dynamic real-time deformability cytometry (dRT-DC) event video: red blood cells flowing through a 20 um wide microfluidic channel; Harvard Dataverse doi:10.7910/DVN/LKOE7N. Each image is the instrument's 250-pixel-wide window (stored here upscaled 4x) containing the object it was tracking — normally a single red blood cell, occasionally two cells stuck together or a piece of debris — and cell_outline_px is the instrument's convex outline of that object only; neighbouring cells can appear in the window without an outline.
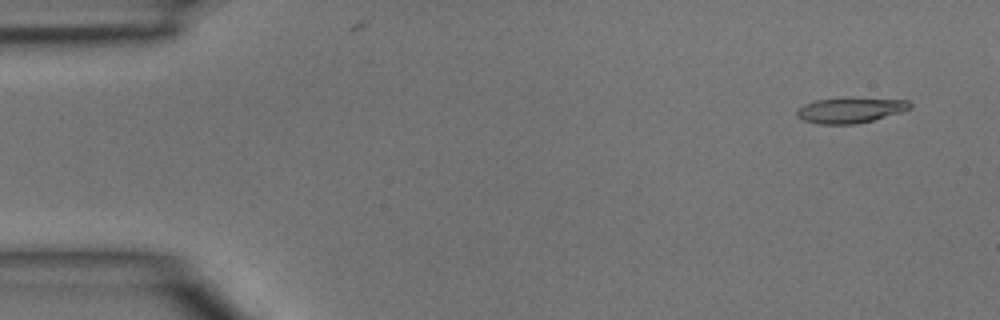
{"species": "common noctule bat (a hibernating species)", "species_latin": "Nyctalus noctula", "temperature_condition": "room temperature", "stored_images_in_passage": 4, "segment_of_instrument_passage": [1, 2], "camera_frame_rate_fps": 3000, "um_per_image_px": 0.085, "animal": {"sex": "male", "body_mass_g": 15.6}, "frame": {"image": 1, "passage_image": 1, "time_ms": 0.0, "image_size_px": [1000, 320], "cell_outline_px": [[912, 108], [900, 112], [872, 120], [856, 124], [820, 124], [804, 120], [796, 116], [796, 112], [804, 104], [816, 100], [844, 96], [852, 96], [908, 100], [912, 104]], "centroid_in_image_um": [72.3, 9.32], "position_along_channel_um": 12.7, "area_um2": 17.22}}